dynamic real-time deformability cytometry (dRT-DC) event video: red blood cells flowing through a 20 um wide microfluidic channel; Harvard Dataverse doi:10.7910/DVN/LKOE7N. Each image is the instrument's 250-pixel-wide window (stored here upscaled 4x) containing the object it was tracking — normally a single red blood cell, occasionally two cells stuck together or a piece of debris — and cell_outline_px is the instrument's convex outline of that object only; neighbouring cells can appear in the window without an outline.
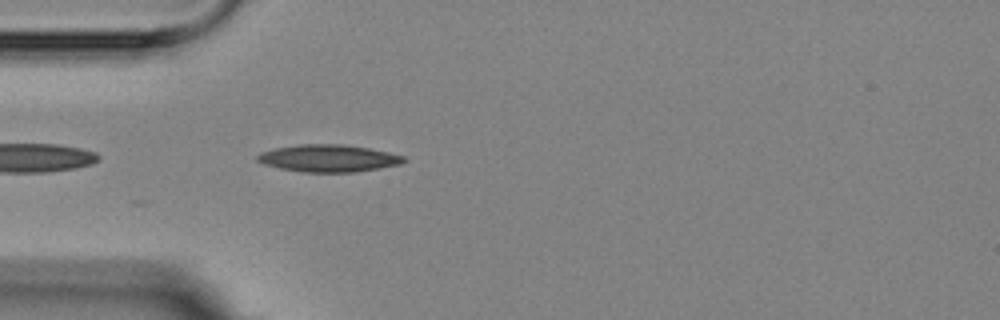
{"species": "Egyptian fruit bat (a non-hibernating species)", "species_latin": "Rousettus aegyptiacus", "temperature_condition": "room temperature", "stored_images_in_passage": 1, "camera_frame_rate_fps": 3000, "um_per_image_px": 0.085, "animal": {"sex": "female"}, "frame": {"image": 1, "passage_image": 1, "time_ms": 0.0, "image_size_px": [1000, 320], "cell_outline_px": [[408, 160], [400, 164], [380, 168], [356, 172], [304, 172], [280, 168], [264, 164], [256, 160], [256, 156], [260, 152], [276, 148], [300, 144], [340, 144], [368, 148], [388, 152], [404, 156]], "centroid_in_image_um": [27.92, 13.45], "position_along_channel_um": 57.1, "area_um2": 23.18}}